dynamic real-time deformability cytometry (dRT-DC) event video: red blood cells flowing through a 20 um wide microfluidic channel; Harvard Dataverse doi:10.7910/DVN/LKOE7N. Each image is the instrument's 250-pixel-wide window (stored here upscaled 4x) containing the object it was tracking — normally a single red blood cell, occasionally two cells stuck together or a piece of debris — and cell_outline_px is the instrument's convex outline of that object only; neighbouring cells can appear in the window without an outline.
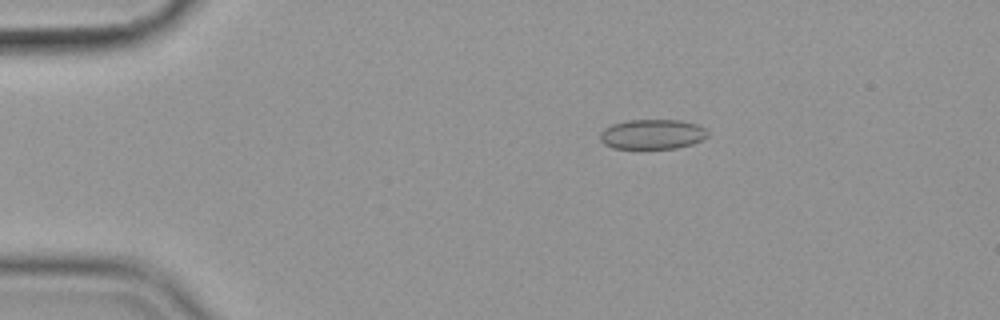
{"species": "common noctule bat (a hibernating species)", "species_latin": "Nyctalus noctula", "temperature_condition": "cold", "stored_images_in_passage": 47, "camera_frame_rate_fps": 3000, "um_per_image_px": 0.085, "animal": {"sex": "female", "body_mass_g": 19.9}, "frame": {"image": 1, "passage_image": 1, "time_ms": 0.0, "image_size_px": [1000, 320], "cell_outline_px": [[708, 136], [692, 144], [676, 148], [612, 148], [604, 144], [600, 140], [600, 132], [604, 128], [612, 124], [628, 120], [680, 120], [696, 124], [704, 128], [708, 132]], "centroid_in_image_um": [55.42, 11.41], "position_along_channel_um": 29.6, "area_um2": 18.67}}
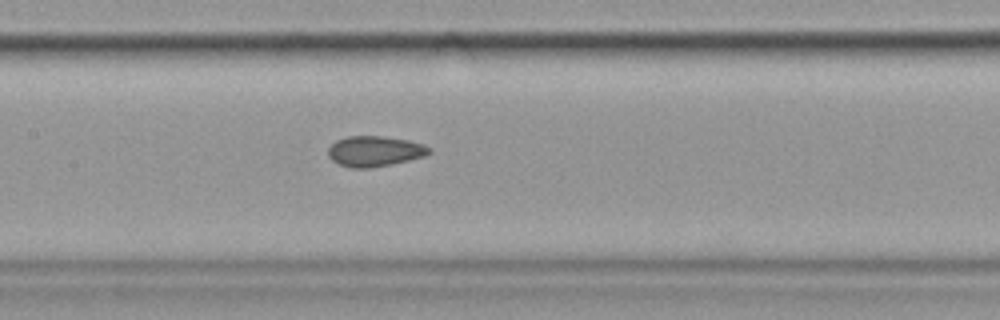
{"frame": {"image": 2, "passage_image": 18, "time_ms": 5.667, "image_size_px": [1000, 320], "cell_outline_px": [[432, 152], [424, 156], [408, 160], [368, 168], [352, 168], [340, 164], [332, 160], [328, 156], [328, 148], [336, 140], [348, 136], [380, 136], [408, 140], [424, 144], [432, 148]], "centroid_in_image_um": [31.85, 12.84], "position_along_channel_um": 175.5, "area_um2": 17.8}}
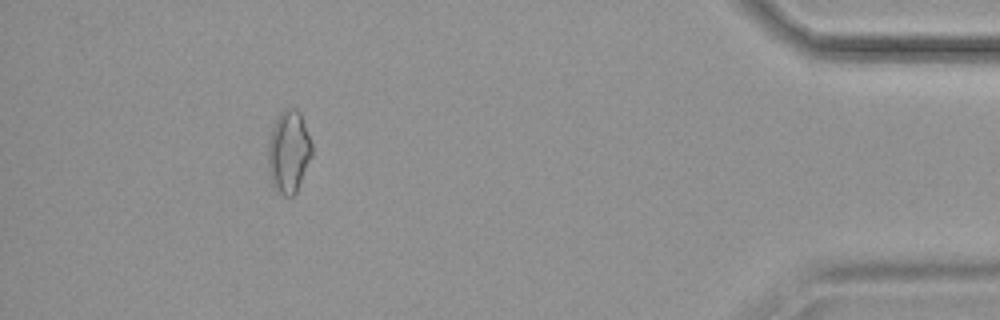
{"frame": {"image": 3, "passage_image": 42, "time_ms": 13.667, "image_size_px": [1000, 320], "cell_outline_px": [[312, 156], [296, 192], [292, 196], [284, 196], [272, 184], [268, 172], [268, 144], [272, 124], [276, 116], [284, 108], [296, 108], [300, 112], [312, 144]], "centroid_in_image_um": [24.53, 12.86], "position_along_channel_um": 410.7, "area_um2": 21.21}, "authors_computed_cell_mechanics": {"area_um2": 17.9758, "velocity_mm_per_s": 3.5963, "shape_relaxation_time_tau1_ms": null, "shape_relaxation_time_tau2_ms": 2.667, "deformation_change_tau1": null, "deformation_change_tau2": 0.0732}}